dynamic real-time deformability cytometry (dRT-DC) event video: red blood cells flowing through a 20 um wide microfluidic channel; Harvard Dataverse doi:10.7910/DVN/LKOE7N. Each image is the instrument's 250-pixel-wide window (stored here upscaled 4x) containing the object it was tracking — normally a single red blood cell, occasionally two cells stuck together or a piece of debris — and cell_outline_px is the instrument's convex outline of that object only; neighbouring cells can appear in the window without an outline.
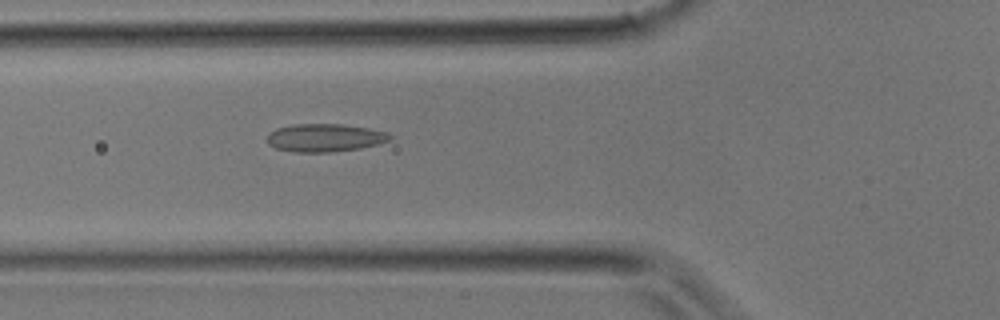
{"species": "common noctule bat (a hibernating species)", "species_latin": "Nyctalus noctula", "temperature_condition": "room temperature", "stored_images_in_passage": 22, "camera_frame_rate_fps": 3000, "um_per_image_px": 0.085, "animal": {"sex": "male", "body_mass_g": 17.9}, "frame": {"image": 1, "passage_image": 2, "time_ms": 0.333, "image_size_px": [1000, 320], "cell_outline_px": [[392, 140], [360, 148], [332, 152], [296, 152], [276, 148], [268, 144], [268, 136], [276, 128], [292, 124], [344, 124], [368, 128], [388, 132], [392, 136]], "centroid_in_image_um": [27.64, 11.7], "position_along_channel_um": 98.2, "area_um2": 20.0}}
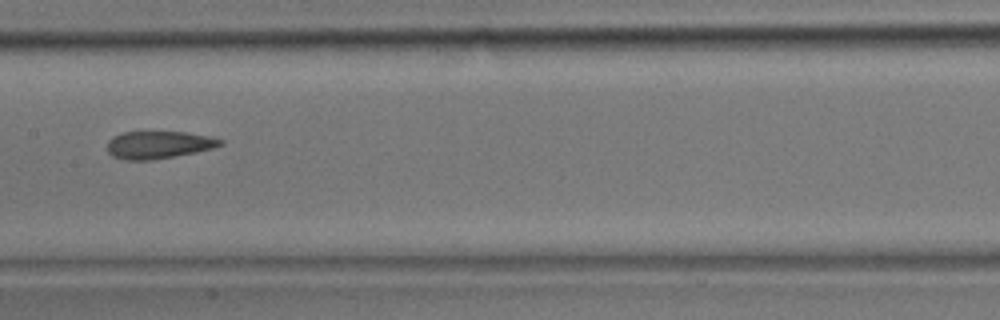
{"frame": {"image": 2, "passage_image": 7, "time_ms": 2.0, "image_size_px": [1000, 320], "cell_outline_px": [[224, 144], [212, 148], [196, 152], [152, 160], [124, 160], [112, 156], [108, 152], [108, 140], [112, 136], [124, 132], [184, 132], [212, 136], [224, 140]], "centroid_in_image_um": [13.49, 12.31], "position_along_channel_um": 193.9, "area_um2": 18.21}}
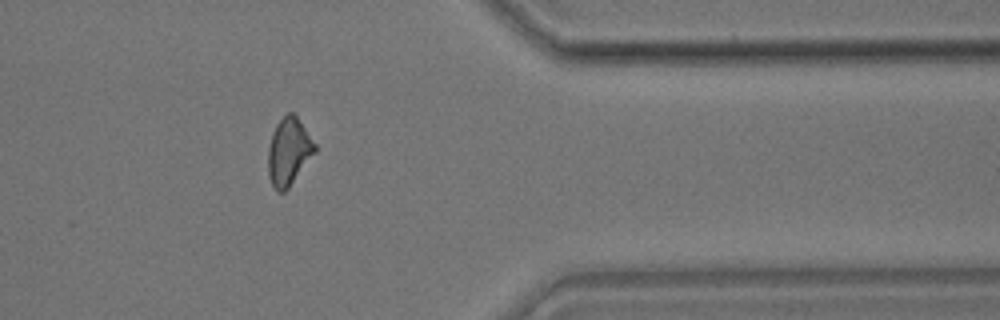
{"frame": {"image": 3, "passage_image": 18, "time_ms": 5.667, "image_size_px": [1000, 320], "cell_outline_px": [[316, 152], [288, 188], [284, 192], [276, 192], [268, 176], [268, 148], [272, 132], [276, 124], [288, 112], [292, 112], [296, 116], [316, 144]], "centroid_in_image_um": [24.53, 12.9], "position_along_channel_um": 386.9, "area_um2": 18.32}}